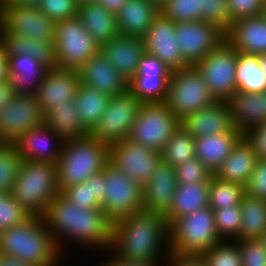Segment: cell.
Returning a JSON list of instances; mask_svg holds the SVG:
<instances>
[{"mask_svg":"<svg viewBox=\"0 0 266 266\" xmlns=\"http://www.w3.org/2000/svg\"><path fill=\"white\" fill-rule=\"evenodd\" d=\"M42 217L62 254L68 246L64 243L68 242L81 245V249L90 247L87 250L94 253H105L111 247L113 222L101 207L81 209L59 193Z\"/></svg>","mask_w":266,"mask_h":266,"instance_id":"obj_1","label":"cell"},{"mask_svg":"<svg viewBox=\"0 0 266 266\" xmlns=\"http://www.w3.org/2000/svg\"><path fill=\"white\" fill-rule=\"evenodd\" d=\"M110 248L126 259L167 265L170 248L165 215L142 210L119 219L113 223Z\"/></svg>","mask_w":266,"mask_h":266,"instance_id":"obj_2","label":"cell"},{"mask_svg":"<svg viewBox=\"0 0 266 266\" xmlns=\"http://www.w3.org/2000/svg\"><path fill=\"white\" fill-rule=\"evenodd\" d=\"M0 253L35 266H60L61 251L42 216L0 231Z\"/></svg>","mask_w":266,"mask_h":266,"instance_id":"obj_3","label":"cell"},{"mask_svg":"<svg viewBox=\"0 0 266 266\" xmlns=\"http://www.w3.org/2000/svg\"><path fill=\"white\" fill-rule=\"evenodd\" d=\"M109 161L110 146L90 134L64 141L56 164L60 193L102 172Z\"/></svg>","mask_w":266,"mask_h":266,"instance_id":"obj_4","label":"cell"},{"mask_svg":"<svg viewBox=\"0 0 266 266\" xmlns=\"http://www.w3.org/2000/svg\"><path fill=\"white\" fill-rule=\"evenodd\" d=\"M59 193L56 163L22 160L11 195L23 208L43 216Z\"/></svg>","mask_w":266,"mask_h":266,"instance_id":"obj_5","label":"cell"},{"mask_svg":"<svg viewBox=\"0 0 266 266\" xmlns=\"http://www.w3.org/2000/svg\"><path fill=\"white\" fill-rule=\"evenodd\" d=\"M220 241L214 213L209 206L178 218L169 225L170 254L202 255Z\"/></svg>","mask_w":266,"mask_h":266,"instance_id":"obj_6","label":"cell"},{"mask_svg":"<svg viewBox=\"0 0 266 266\" xmlns=\"http://www.w3.org/2000/svg\"><path fill=\"white\" fill-rule=\"evenodd\" d=\"M165 102L181 121L187 115L212 106L217 101L196 65H188L172 72Z\"/></svg>","mask_w":266,"mask_h":266,"instance_id":"obj_7","label":"cell"},{"mask_svg":"<svg viewBox=\"0 0 266 266\" xmlns=\"http://www.w3.org/2000/svg\"><path fill=\"white\" fill-rule=\"evenodd\" d=\"M179 126L166 102L142 103L127 139L161 153Z\"/></svg>","mask_w":266,"mask_h":266,"instance_id":"obj_8","label":"cell"},{"mask_svg":"<svg viewBox=\"0 0 266 266\" xmlns=\"http://www.w3.org/2000/svg\"><path fill=\"white\" fill-rule=\"evenodd\" d=\"M54 43L59 69L77 70L100 52L99 44L77 16L56 22Z\"/></svg>","mask_w":266,"mask_h":266,"instance_id":"obj_9","label":"cell"},{"mask_svg":"<svg viewBox=\"0 0 266 266\" xmlns=\"http://www.w3.org/2000/svg\"><path fill=\"white\" fill-rule=\"evenodd\" d=\"M237 58L238 51L225 39L196 64L217 102H227L237 91Z\"/></svg>","mask_w":266,"mask_h":266,"instance_id":"obj_10","label":"cell"},{"mask_svg":"<svg viewBox=\"0 0 266 266\" xmlns=\"http://www.w3.org/2000/svg\"><path fill=\"white\" fill-rule=\"evenodd\" d=\"M105 198L101 208L114 223L143 210V187L110 162L105 166Z\"/></svg>","mask_w":266,"mask_h":266,"instance_id":"obj_11","label":"cell"},{"mask_svg":"<svg viewBox=\"0 0 266 266\" xmlns=\"http://www.w3.org/2000/svg\"><path fill=\"white\" fill-rule=\"evenodd\" d=\"M141 105L129 90L111 97L105 112L89 134L109 146L127 139Z\"/></svg>","mask_w":266,"mask_h":266,"instance_id":"obj_12","label":"cell"},{"mask_svg":"<svg viewBox=\"0 0 266 266\" xmlns=\"http://www.w3.org/2000/svg\"><path fill=\"white\" fill-rule=\"evenodd\" d=\"M56 21L43 14L38 6L16 3L0 6V32L54 42Z\"/></svg>","mask_w":266,"mask_h":266,"instance_id":"obj_13","label":"cell"},{"mask_svg":"<svg viewBox=\"0 0 266 266\" xmlns=\"http://www.w3.org/2000/svg\"><path fill=\"white\" fill-rule=\"evenodd\" d=\"M44 117L35 95H15L0 111V143H15L24 133L43 125Z\"/></svg>","mask_w":266,"mask_h":266,"instance_id":"obj_14","label":"cell"},{"mask_svg":"<svg viewBox=\"0 0 266 266\" xmlns=\"http://www.w3.org/2000/svg\"><path fill=\"white\" fill-rule=\"evenodd\" d=\"M161 153L124 139L110 145V163L142 187L161 161Z\"/></svg>","mask_w":266,"mask_h":266,"instance_id":"obj_15","label":"cell"},{"mask_svg":"<svg viewBox=\"0 0 266 266\" xmlns=\"http://www.w3.org/2000/svg\"><path fill=\"white\" fill-rule=\"evenodd\" d=\"M176 42L183 60L196 65L225 40V33L206 21L176 23Z\"/></svg>","mask_w":266,"mask_h":266,"instance_id":"obj_16","label":"cell"},{"mask_svg":"<svg viewBox=\"0 0 266 266\" xmlns=\"http://www.w3.org/2000/svg\"><path fill=\"white\" fill-rule=\"evenodd\" d=\"M175 29L176 23L160 12L143 37L145 51L157 57L172 72L188 66L176 42Z\"/></svg>","mask_w":266,"mask_h":266,"instance_id":"obj_17","label":"cell"},{"mask_svg":"<svg viewBox=\"0 0 266 266\" xmlns=\"http://www.w3.org/2000/svg\"><path fill=\"white\" fill-rule=\"evenodd\" d=\"M80 84L77 70L48 69L35 92L44 114L55 105L71 103Z\"/></svg>","mask_w":266,"mask_h":266,"instance_id":"obj_18","label":"cell"},{"mask_svg":"<svg viewBox=\"0 0 266 266\" xmlns=\"http://www.w3.org/2000/svg\"><path fill=\"white\" fill-rule=\"evenodd\" d=\"M101 54L126 81L137 73L139 61L145 51L143 38L119 33L100 46Z\"/></svg>","mask_w":266,"mask_h":266,"instance_id":"obj_19","label":"cell"},{"mask_svg":"<svg viewBox=\"0 0 266 266\" xmlns=\"http://www.w3.org/2000/svg\"><path fill=\"white\" fill-rule=\"evenodd\" d=\"M77 72L82 85L95 88L110 97L128 90V81L99 52L82 64Z\"/></svg>","mask_w":266,"mask_h":266,"instance_id":"obj_20","label":"cell"},{"mask_svg":"<svg viewBox=\"0 0 266 266\" xmlns=\"http://www.w3.org/2000/svg\"><path fill=\"white\" fill-rule=\"evenodd\" d=\"M63 140L45 124L24 133L15 142L23 160L43 161L57 164Z\"/></svg>","mask_w":266,"mask_h":266,"instance_id":"obj_21","label":"cell"},{"mask_svg":"<svg viewBox=\"0 0 266 266\" xmlns=\"http://www.w3.org/2000/svg\"><path fill=\"white\" fill-rule=\"evenodd\" d=\"M180 125L194 138L236 131L227 102H216L187 115Z\"/></svg>","mask_w":266,"mask_h":266,"instance_id":"obj_22","label":"cell"},{"mask_svg":"<svg viewBox=\"0 0 266 266\" xmlns=\"http://www.w3.org/2000/svg\"><path fill=\"white\" fill-rule=\"evenodd\" d=\"M176 187L174 167L161 160L143 187V210L165 215L171 208Z\"/></svg>","mask_w":266,"mask_h":266,"instance_id":"obj_23","label":"cell"},{"mask_svg":"<svg viewBox=\"0 0 266 266\" xmlns=\"http://www.w3.org/2000/svg\"><path fill=\"white\" fill-rule=\"evenodd\" d=\"M225 39L238 51L246 54H266V19L262 16L235 20L225 33Z\"/></svg>","mask_w":266,"mask_h":266,"instance_id":"obj_24","label":"cell"},{"mask_svg":"<svg viewBox=\"0 0 266 266\" xmlns=\"http://www.w3.org/2000/svg\"><path fill=\"white\" fill-rule=\"evenodd\" d=\"M235 129L241 134L266 122V92L236 91L227 101Z\"/></svg>","mask_w":266,"mask_h":266,"instance_id":"obj_25","label":"cell"},{"mask_svg":"<svg viewBox=\"0 0 266 266\" xmlns=\"http://www.w3.org/2000/svg\"><path fill=\"white\" fill-rule=\"evenodd\" d=\"M258 158L252 146L242 135L229 156L213 174L220 180L245 186L254 170Z\"/></svg>","mask_w":266,"mask_h":266,"instance_id":"obj_26","label":"cell"},{"mask_svg":"<svg viewBox=\"0 0 266 266\" xmlns=\"http://www.w3.org/2000/svg\"><path fill=\"white\" fill-rule=\"evenodd\" d=\"M8 82L16 95H35L48 68L30 55L7 57Z\"/></svg>","mask_w":266,"mask_h":266,"instance_id":"obj_27","label":"cell"},{"mask_svg":"<svg viewBox=\"0 0 266 266\" xmlns=\"http://www.w3.org/2000/svg\"><path fill=\"white\" fill-rule=\"evenodd\" d=\"M160 12L149 0H126L115 14L119 33L143 38Z\"/></svg>","mask_w":266,"mask_h":266,"instance_id":"obj_28","label":"cell"},{"mask_svg":"<svg viewBox=\"0 0 266 266\" xmlns=\"http://www.w3.org/2000/svg\"><path fill=\"white\" fill-rule=\"evenodd\" d=\"M0 45L6 57L30 55L48 69H58L54 42L39 41L20 35L0 32Z\"/></svg>","mask_w":266,"mask_h":266,"instance_id":"obj_29","label":"cell"},{"mask_svg":"<svg viewBox=\"0 0 266 266\" xmlns=\"http://www.w3.org/2000/svg\"><path fill=\"white\" fill-rule=\"evenodd\" d=\"M77 17L99 46L119 34L115 14L96 2L80 5Z\"/></svg>","mask_w":266,"mask_h":266,"instance_id":"obj_30","label":"cell"},{"mask_svg":"<svg viewBox=\"0 0 266 266\" xmlns=\"http://www.w3.org/2000/svg\"><path fill=\"white\" fill-rule=\"evenodd\" d=\"M241 136L242 134L236 130L225 134L197 137L195 138L196 157L214 174Z\"/></svg>","mask_w":266,"mask_h":266,"instance_id":"obj_31","label":"cell"},{"mask_svg":"<svg viewBox=\"0 0 266 266\" xmlns=\"http://www.w3.org/2000/svg\"><path fill=\"white\" fill-rule=\"evenodd\" d=\"M210 182L177 184L170 210L165 214L168 225L195 210L209 206Z\"/></svg>","mask_w":266,"mask_h":266,"instance_id":"obj_32","label":"cell"},{"mask_svg":"<svg viewBox=\"0 0 266 266\" xmlns=\"http://www.w3.org/2000/svg\"><path fill=\"white\" fill-rule=\"evenodd\" d=\"M44 116V124L51 128L63 141L79 139L89 135L80 120L75 99L71 103L55 105Z\"/></svg>","mask_w":266,"mask_h":266,"instance_id":"obj_33","label":"cell"},{"mask_svg":"<svg viewBox=\"0 0 266 266\" xmlns=\"http://www.w3.org/2000/svg\"><path fill=\"white\" fill-rule=\"evenodd\" d=\"M240 209L241 229L236 240L260 239L266 232V200L245 194Z\"/></svg>","mask_w":266,"mask_h":266,"instance_id":"obj_34","label":"cell"},{"mask_svg":"<svg viewBox=\"0 0 266 266\" xmlns=\"http://www.w3.org/2000/svg\"><path fill=\"white\" fill-rule=\"evenodd\" d=\"M110 96L95 88L80 84L76 93V109L83 127L90 133L97 125L100 116L105 112Z\"/></svg>","mask_w":266,"mask_h":266,"instance_id":"obj_35","label":"cell"},{"mask_svg":"<svg viewBox=\"0 0 266 266\" xmlns=\"http://www.w3.org/2000/svg\"><path fill=\"white\" fill-rule=\"evenodd\" d=\"M235 83L239 92H266V75L260 68L259 56L238 52Z\"/></svg>","mask_w":266,"mask_h":266,"instance_id":"obj_36","label":"cell"},{"mask_svg":"<svg viewBox=\"0 0 266 266\" xmlns=\"http://www.w3.org/2000/svg\"><path fill=\"white\" fill-rule=\"evenodd\" d=\"M171 75H134L128 90L141 102H165Z\"/></svg>","mask_w":266,"mask_h":266,"instance_id":"obj_37","label":"cell"},{"mask_svg":"<svg viewBox=\"0 0 266 266\" xmlns=\"http://www.w3.org/2000/svg\"><path fill=\"white\" fill-rule=\"evenodd\" d=\"M195 157V138L180 125L162 150L161 159L175 168Z\"/></svg>","mask_w":266,"mask_h":266,"instance_id":"obj_38","label":"cell"},{"mask_svg":"<svg viewBox=\"0 0 266 266\" xmlns=\"http://www.w3.org/2000/svg\"><path fill=\"white\" fill-rule=\"evenodd\" d=\"M245 195V186L225 182L214 175L210 178L209 207L215 211L221 208L240 206Z\"/></svg>","mask_w":266,"mask_h":266,"instance_id":"obj_39","label":"cell"},{"mask_svg":"<svg viewBox=\"0 0 266 266\" xmlns=\"http://www.w3.org/2000/svg\"><path fill=\"white\" fill-rule=\"evenodd\" d=\"M22 157L15 143H0V193H11Z\"/></svg>","mask_w":266,"mask_h":266,"instance_id":"obj_40","label":"cell"},{"mask_svg":"<svg viewBox=\"0 0 266 266\" xmlns=\"http://www.w3.org/2000/svg\"><path fill=\"white\" fill-rule=\"evenodd\" d=\"M201 256L207 266H242L240 248L236 240H222Z\"/></svg>","mask_w":266,"mask_h":266,"instance_id":"obj_41","label":"cell"},{"mask_svg":"<svg viewBox=\"0 0 266 266\" xmlns=\"http://www.w3.org/2000/svg\"><path fill=\"white\" fill-rule=\"evenodd\" d=\"M204 0H168L160 9L174 23L201 21Z\"/></svg>","mask_w":266,"mask_h":266,"instance_id":"obj_42","label":"cell"},{"mask_svg":"<svg viewBox=\"0 0 266 266\" xmlns=\"http://www.w3.org/2000/svg\"><path fill=\"white\" fill-rule=\"evenodd\" d=\"M213 213L218 236L222 240H236L241 229L240 206L221 208Z\"/></svg>","mask_w":266,"mask_h":266,"instance_id":"obj_43","label":"cell"},{"mask_svg":"<svg viewBox=\"0 0 266 266\" xmlns=\"http://www.w3.org/2000/svg\"><path fill=\"white\" fill-rule=\"evenodd\" d=\"M31 216L11 193H0V231L22 224Z\"/></svg>","mask_w":266,"mask_h":266,"instance_id":"obj_44","label":"cell"},{"mask_svg":"<svg viewBox=\"0 0 266 266\" xmlns=\"http://www.w3.org/2000/svg\"><path fill=\"white\" fill-rule=\"evenodd\" d=\"M201 20L214 24L226 33L232 26L228 0H204Z\"/></svg>","mask_w":266,"mask_h":266,"instance_id":"obj_45","label":"cell"},{"mask_svg":"<svg viewBox=\"0 0 266 266\" xmlns=\"http://www.w3.org/2000/svg\"><path fill=\"white\" fill-rule=\"evenodd\" d=\"M177 184L210 182L213 173L197 158L188 160L175 168Z\"/></svg>","mask_w":266,"mask_h":266,"instance_id":"obj_46","label":"cell"},{"mask_svg":"<svg viewBox=\"0 0 266 266\" xmlns=\"http://www.w3.org/2000/svg\"><path fill=\"white\" fill-rule=\"evenodd\" d=\"M61 194L70 202L81 207V209H93L101 207L97 202L93 190V176L86 181L71 185L64 189Z\"/></svg>","mask_w":266,"mask_h":266,"instance_id":"obj_47","label":"cell"},{"mask_svg":"<svg viewBox=\"0 0 266 266\" xmlns=\"http://www.w3.org/2000/svg\"><path fill=\"white\" fill-rule=\"evenodd\" d=\"M38 9L56 22L77 16V0H41Z\"/></svg>","mask_w":266,"mask_h":266,"instance_id":"obj_48","label":"cell"},{"mask_svg":"<svg viewBox=\"0 0 266 266\" xmlns=\"http://www.w3.org/2000/svg\"><path fill=\"white\" fill-rule=\"evenodd\" d=\"M236 241L240 248L242 266H266V250L260 239Z\"/></svg>","mask_w":266,"mask_h":266,"instance_id":"obj_49","label":"cell"},{"mask_svg":"<svg viewBox=\"0 0 266 266\" xmlns=\"http://www.w3.org/2000/svg\"><path fill=\"white\" fill-rule=\"evenodd\" d=\"M264 0H228L231 22L247 17L262 15Z\"/></svg>","mask_w":266,"mask_h":266,"instance_id":"obj_50","label":"cell"},{"mask_svg":"<svg viewBox=\"0 0 266 266\" xmlns=\"http://www.w3.org/2000/svg\"><path fill=\"white\" fill-rule=\"evenodd\" d=\"M245 194L266 200V160L258 159L245 185Z\"/></svg>","mask_w":266,"mask_h":266,"instance_id":"obj_51","label":"cell"},{"mask_svg":"<svg viewBox=\"0 0 266 266\" xmlns=\"http://www.w3.org/2000/svg\"><path fill=\"white\" fill-rule=\"evenodd\" d=\"M242 135L252 146L256 157L266 160V122L248 129Z\"/></svg>","mask_w":266,"mask_h":266,"instance_id":"obj_52","label":"cell"},{"mask_svg":"<svg viewBox=\"0 0 266 266\" xmlns=\"http://www.w3.org/2000/svg\"><path fill=\"white\" fill-rule=\"evenodd\" d=\"M169 70L157 57L145 52L139 61L135 75H171Z\"/></svg>","mask_w":266,"mask_h":266,"instance_id":"obj_53","label":"cell"},{"mask_svg":"<svg viewBox=\"0 0 266 266\" xmlns=\"http://www.w3.org/2000/svg\"><path fill=\"white\" fill-rule=\"evenodd\" d=\"M105 252V254L109 253L108 255L110 256L108 257L107 255V257L103 259V262L100 263V266H163L161 261L146 262L123 258L116 254L111 248H108Z\"/></svg>","mask_w":266,"mask_h":266,"instance_id":"obj_54","label":"cell"},{"mask_svg":"<svg viewBox=\"0 0 266 266\" xmlns=\"http://www.w3.org/2000/svg\"><path fill=\"white\" fill-rule=\"evenodd\" d=\"M166 266H207L201 255L169 254Z\"/></svg>","mask_w":266,"mask_h":266,"instance_id":"obj_55","label":"cell"},{"mask_svg":"<svg viewBox=\"0 0 266 266\" xmlns=\"http://www.w3.org/2000/svg\"><path fill=\"white\" fill-rule=\"evenodd\" d=\"M105 185H106V177L104 176V171L93 176V190L95 199L101 205L105 198Z\"/></svg>","mask_w":266,"mask_h":266,"instance_id":"obj_56","label":"cell"},{"mask_svg":"<svg viewBox=\"0 0 266 266\" xmlns=\"http://www.w3.org/2000/svg\"><path fill=\"white\" fill-rule=\"evenodd\" d=\"M15 95L8 81L0 83V111L11 102Z\"/></svg>","mask_w":266,"mask_h":266,"instance_id":"obj_57","label":"cell"},{"mask_svg":"<svg viewBox=\"0 0 266 266\" xmlns=\"http://www.w3.org/2000/svg\"><path fill=\"white\" fill-rule=\"evenodd\" d=\"M0 266H35V265L27 263L26 261H22L18 258L10 257L8 255L0 253Z\"/></svg>","mask_w":266,"mask_h":266,"instance_id":"obj_58","label":"cell"},{"mask_svg":"<svg viewBox=\"0 0 266 266\" xmlns=\"http://www.w3.org/2000/svg\"><path fill=\"white\" fill-rule=\"evenodd\" d=\"M126 0H97L96 3L103 6L107 11L116 14L122 7Z\"/></svg>","mask_w":266,"mask_h":266,"instance_id":"obj_59","label":"cell"},{"mask_svg":"<svg viewBox=\"0 0 266 266\" xmlns=\"http://www.w3.org/2000/svg\"><path fill=\"white\" fill-rule=\"evenodd\" d=\"M8 80V63L5 52L0 45V83Z\"/></svg>","mask_w":266,"mask_h":266,"instance_id":"obj_60","label":"cell"},{"mask_svg":"<svg viewBox=\"0 0 266 266\" xmlns=\"http://www.w3.org/2000/svg\"><path fill=\"white\" fill-rule=\"evenodd\" d=\"M41 0H18L16 4L21 6H38Z\"/></svg>","mask_w":266,"mask_h":266,"instance_id":"obj_61","label":"cell"},{"mask_svg":"<svg viewBox=\"0 0 266 266\" xmlns=\"http://www.w3.org/2000/svg\"><path fill=\"white\" fill-rule=\"evenodd\" d=\"M259 64H260V68L266 75V54L259 56Z\"/></svg>","mask_w":266,"mask_h":266,"instance_id":"obj_62","label":"cell"},{"mask_svg":"<svg viewBox=\"0 0 266 266\" xmlns=\"http://www.w3.org/2000/svg\"><path fill=\"white\" fill-rule=\"evenodd\" d=\"M151 1L152 3H154L159 9H161L166 3L168 0H149Z\"/></svg>","mask_w":266,"mask_h":266,"instance_id":"obj_63","label":"cell"},{"mask_svg":"<svg viewBox=\"0 0 266 266\" xmlns=\"http://www.w3.org/2000/svg\"><path fill=\"white\" fill-rule=\"evenodd\" d=\"M97 0H77L78 5H83L86 3H95Z\"/></svg>","mask_w":266,"mask_h":266,"instance_id":"obj_64","label":"cell"},{"mask_svg":"<svg viewBox=\"0 0 266 266\" xmlns=\"http://www.w3.org/2000/svg\"><path fill=\"white\" fill-rule=\"evenodd\" d=\"M18 0H0V6L4 4L16 3Z\"/></svg>","mask_w":266,"mask_h":266,"instance_id":"obj_65","label":"cell"},{"mask_svg":"<svg viewBox=\"0 0 266 266\" xmlns=\"http://www.w3.org/2000/svg\"><path fill=\"white\" fill-rule=\"evenodd\" d=\"M260 241L263 244L264 249L266 250V232L261 236Z\"/></svg>","mask_w":266,"mask_h":266,"instance_id":"obj_66","label":"cell"},{"mask_svg":"<svg viewBox=\"0 0 266 266\" xmlns=\"http://www.w3.org/2000/svg\"><path fill=\"white\" fill-rule=\"evenodd\" d=\"M262 16L266 19V2L264 3V8H263Z\"/></svg>","mask_w":266,"mask_h":266,"instance_id":"obj_67","label":"cell"}]
</instances>
